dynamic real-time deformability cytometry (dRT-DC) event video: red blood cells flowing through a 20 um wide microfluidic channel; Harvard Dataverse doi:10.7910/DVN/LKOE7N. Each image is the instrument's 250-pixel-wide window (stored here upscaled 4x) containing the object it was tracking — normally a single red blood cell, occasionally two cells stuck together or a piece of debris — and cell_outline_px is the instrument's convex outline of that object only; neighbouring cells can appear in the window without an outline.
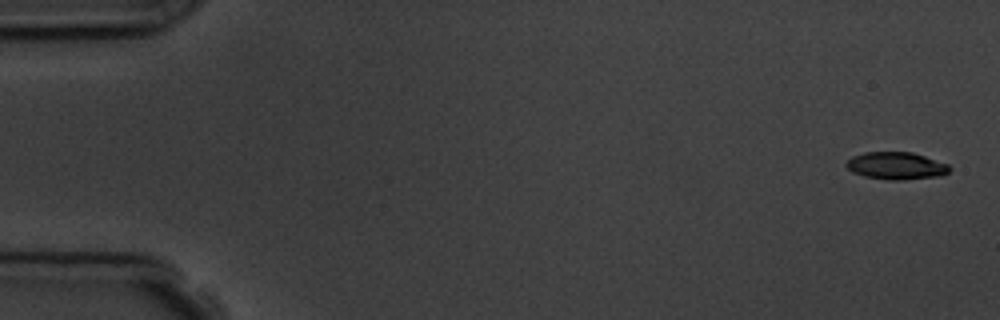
{"species": "common noctule bat (a hibernating species)", "species_latin": "Nyctalus noctula", "temperature_condition": "room temperature", "stored_images_in_passage": 4, "camera_frame_rate_fps": 3000, "um_per_image_px": 0.085, "animal": {"sex": "male", "body_mass_g": 19.5, "forearm_length_mm": 54.6}, "frame": {"image": 1, "passage_image": 1, "time_ms": 0.0, "image_size_px": [1000, 320], "cell_outline_px": [[952, 168], [948, 172], [940, 176], [900, 180], [888, 180], [864, 176], [852, 172], [844, 164], [852, 156], [864, 152], [912, 152], [948, 164]], "centroid_in_image_um": [76.16, 14.09], "position_along_channel_um": 8.8, "area_um2": 16.47}}